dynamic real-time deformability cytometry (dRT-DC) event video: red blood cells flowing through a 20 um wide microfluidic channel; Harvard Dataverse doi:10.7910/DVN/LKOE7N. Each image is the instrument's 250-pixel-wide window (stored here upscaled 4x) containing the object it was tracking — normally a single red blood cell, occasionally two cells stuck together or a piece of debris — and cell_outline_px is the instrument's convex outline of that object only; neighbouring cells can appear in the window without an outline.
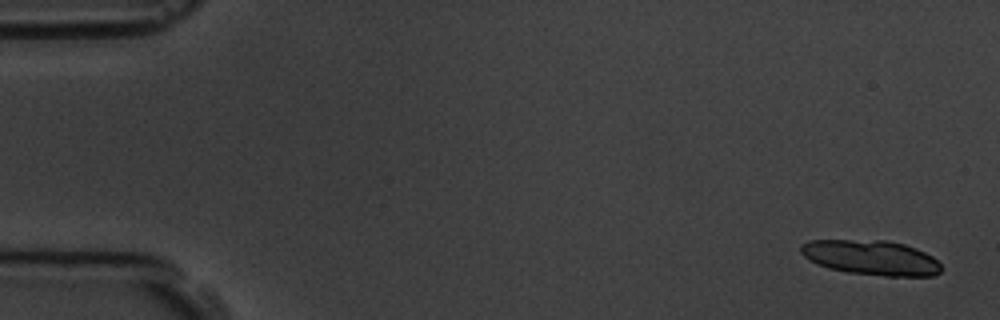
{"species": "common noctule bat (a hibernating species)", "species_latin": "Nyctalus noctula", "temperature_condition": "room temperature", "stored_images_in_passage": 8, "segment_of_instrument_passage": [1, 2], "camera_frame_rate_fps": 3000, "um_per_image_px": 0.085, "animal": {"sex": "male", "body_mass_g": 19.5, "forearm_length_mm": 54.6}, "frame": {"image": 1, "passage_image": 1, "time_ms": 0.0, "image_size_px": [1000, 320], "cell_outline_px": [[940, 272], [932, 276], [884, 276], [848, 272], [828, 268], [816, 264], [808, 260], [800, 252], [800, 244], [808, 240], [888, 240], [904, 244], [916, 248], [932, 256], [940, 264]], "centroid_in_image_um": [74.01, 21.89], "position_along_channel_um": 11.0, "area_um2": 28.67}}